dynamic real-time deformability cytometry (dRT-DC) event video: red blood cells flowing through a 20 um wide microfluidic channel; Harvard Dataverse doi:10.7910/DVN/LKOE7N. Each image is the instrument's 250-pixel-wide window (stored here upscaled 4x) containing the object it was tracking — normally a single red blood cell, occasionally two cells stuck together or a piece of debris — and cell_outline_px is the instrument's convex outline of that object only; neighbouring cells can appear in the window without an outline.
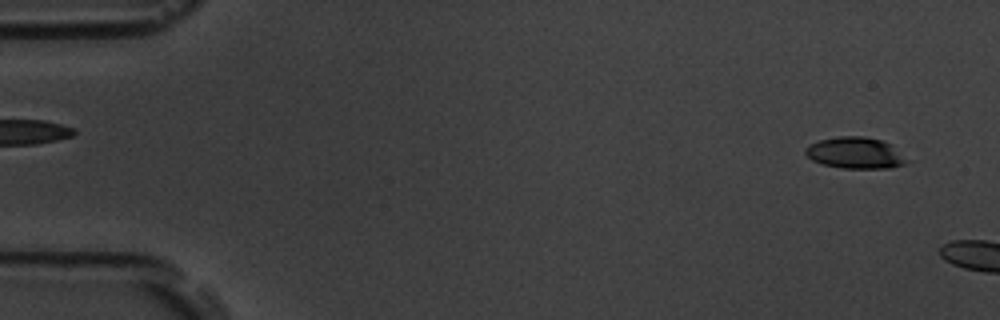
{"species": "common noctule bat (a hibernating species)", "species_latin": "Nyctalus noctula", "temperature_condition": "room temperature", "stored_images_in_passage": 45, "camera_frame_rate_fps": 3000, "um_per_image_px": 0.085, "animal": {"sex": "male", "body_mass_g": 19.5, "forearm_length_mm": 54.6}, "frame": {"image": 1, "passage_image": 1, "time_ms": 0.0, "image_size_px": [1000, 320], "cell_outline_px": [[912, 160], [904, 164], [892, 168], [840, 168], [820, 164], [812, 160], [804, 152], [804, 148], [820, 140], [840, 136], [864, 136], [880, 140], [892, 144]], "centroid_in_image_um": [72.76, 13.01], "position_along_channel_um": 12.2, "area_um2": 18.84}}
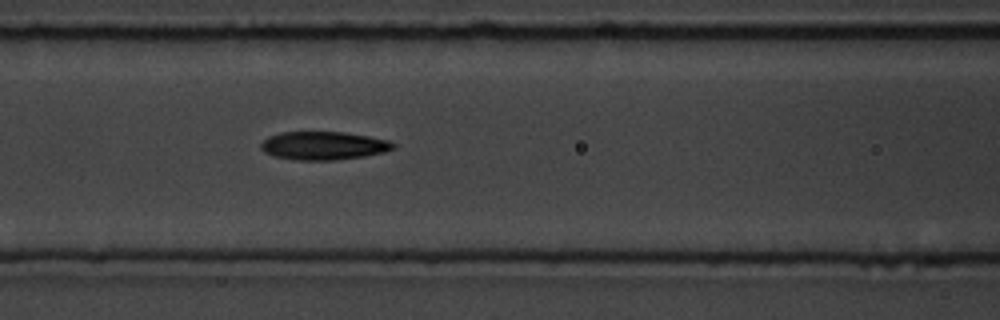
{"frame": {"image": 2, "passage_image": 21, "time_ms": 6.667, "image_size_px": [1000, 320], "cell_outline_px": [[396, 148], [384, 152], [364, 156], [336, 160], [296, 160], [272, 156], [264, 152], [260, 148], [260, 144], [268, 136], [280, 132], [344, 132], [368, 136], [388, 140], [396, 144]], "centroid_in_image_um": [27.49, 12.38], "position_along_channel_um": 139.1, "area_um2": 21.96}}
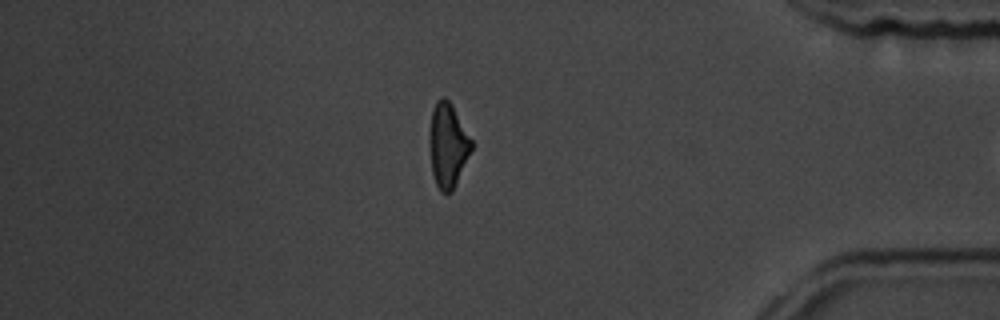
{"frame": {"image": 3, "passage_image": 44, "time_ms": 14.333, "image_size_px": [1000, 320], "cell_outline_px": [[472, 148], [452, 192], [440, 192], [436, 184], [432, 172], [428, 144], [428, 136], [432, 108], [436, 100], [444, 96], [452, 104], [472, 140]], "centroid_in_image_um": [38.03, 12.31], "position_along_channel_um": 397.2, "area_um2": 20.75}}